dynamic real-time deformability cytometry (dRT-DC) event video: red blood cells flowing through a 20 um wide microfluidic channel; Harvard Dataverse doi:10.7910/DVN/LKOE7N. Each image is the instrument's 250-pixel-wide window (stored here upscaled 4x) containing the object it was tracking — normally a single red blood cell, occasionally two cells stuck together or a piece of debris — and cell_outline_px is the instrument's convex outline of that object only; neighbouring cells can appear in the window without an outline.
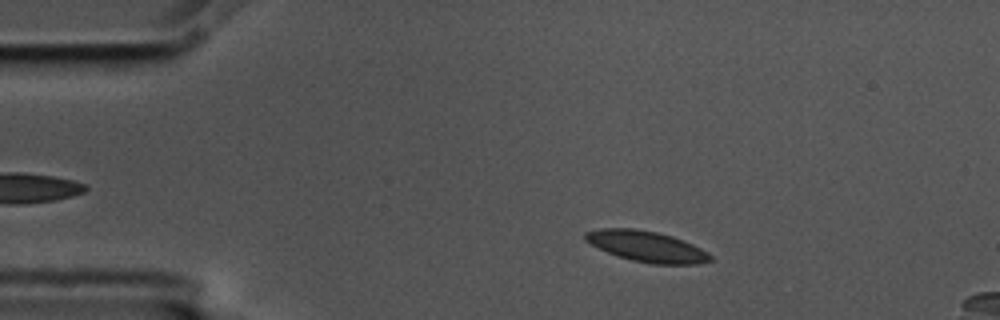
{"species": "common noctule bat (a hibernating species)", "species_latin": "Nyctalus noctula", "temperature_condition": "cold", "stored_images_in_passage": 47, "camera_frame_rate_fps": 3000, "um_per_image_px": 0.085, "animal": {"sex": "male", "body_mass_g": 17.5, "forearm_length_mm": 52.3}, "frame": {"image": 1, "passage_image": 8, "time_ms": 2.333, "image_size_px": [1000, 320], "cell_outline_px": [[712, 260], [696, 264], [652, 264], [632, 260], [608, 252], [584, 240], [584, 232], [600, 228], [632, 228], [656, 232], [672, 236], [684, 240], [708, 252], [712, 256]], "centroid_in_image_um": [54.97, 20.94], "position_along_channel_um": 30.0, "area_um2": 22.25}}
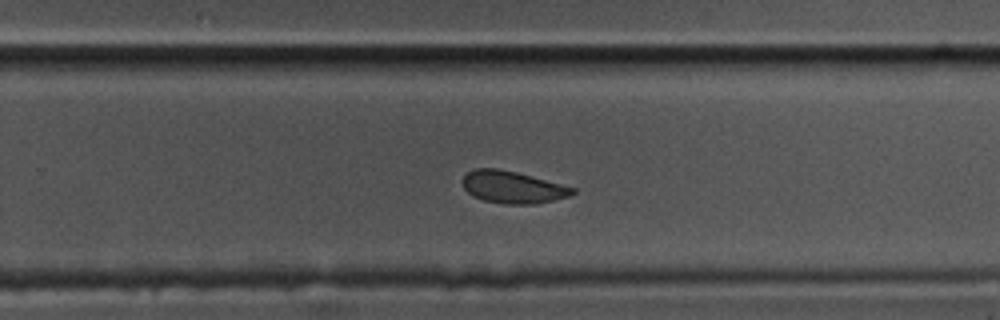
{"frame": {"image": 2, "passage_image": 34, "time_ms": 11.0, "image_size_px": [1000, 320], "cell_outline_px": [[576, 192], [572, 196], [536, 204], [504, 204], [484, 200], [472, 196], [464, 188], [464, 176], [468, 172], [476, 168], [496, 168], [516, 172], [576, 188]], "centroid_in_image_um": [43.61, 15.92], "position_along_channel_um": 286.2, "area_um2": 20.52}}
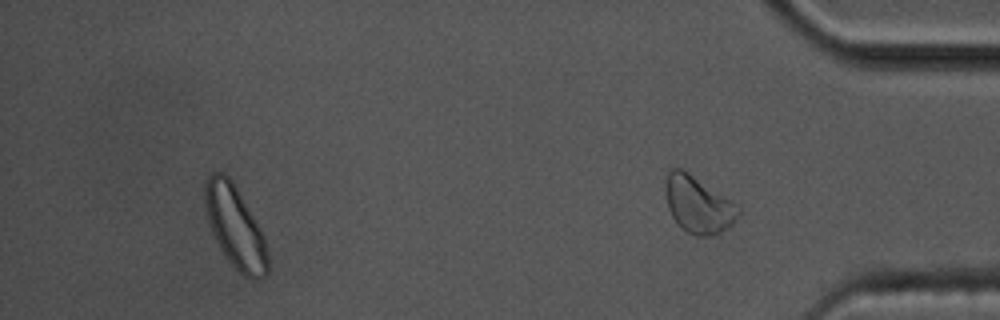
{"frame": {"image": 3, "passage_image": 42, "time_ms": 13.667, "image_size_px": [1000, 320], "cell_outline_px": [[268, 272], [260, 280], [248, 280], [228, 260], [220, 248], [212, 232], [208, 220], [204, 200], [204, 184], [208, 176], [212, 172], [224, 172], [232, 180], [256, 220], [264, 236], [268, 248]], "centroid_in_image_um": [20.0, 19.3], "position_along_channel_um": 415.2, "area_um2": 30.23}, "authors_computed_cell_mechanics": {"area_um2": 21.7328, "velocity_mm_per_s": 3.5399, "shape_relaxation_time_tau1_ms": 6.7745, "shape_relaxation_time_tau2_ms": 3.7202, "deformation_change_tau1": 0.1008, "deformation_change_tau2": 0.0937}}